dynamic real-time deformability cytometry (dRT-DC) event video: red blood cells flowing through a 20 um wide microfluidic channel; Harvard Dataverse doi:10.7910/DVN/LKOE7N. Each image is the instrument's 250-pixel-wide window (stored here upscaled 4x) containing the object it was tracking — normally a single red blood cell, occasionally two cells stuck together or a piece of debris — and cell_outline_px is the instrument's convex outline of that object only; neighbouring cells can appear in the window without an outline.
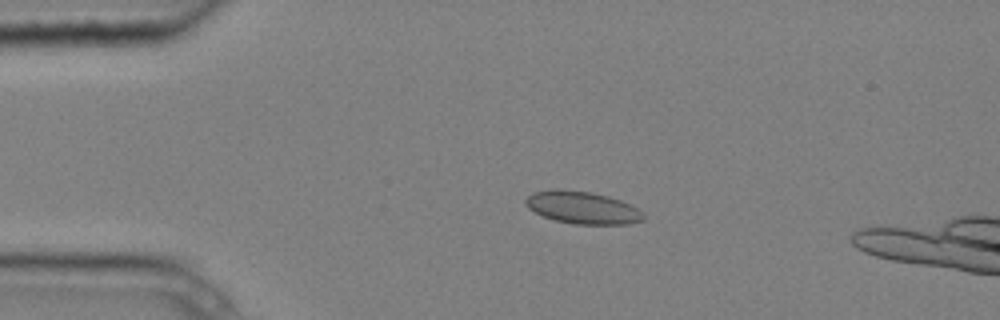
{"species": "common noctule bat (a hibernating species)", "species_latin": "Nyctalus noctula", "temperature_condition": "cold", "stored_images_in_passage": 4, "camera_frame_rate_fps": 3000, "um_per_image_px": 0.085, "animal": {"sex": "male", "body_mass_g": 20.4}, "frame": {"image": 1, "passage_image": 3, "time_ms": 0.667, "image_size_px": [1000, 320], "cell_outline_px": [[644, 220], [628, 224], [576, 224], [556, 220], [544, 216], [528, 208], [524, 204], [524, 200], [532, 192], [552, 188], [560, 188], [592, 192], [608, 196], [620, 200], [644, 212]], "centroid_in_image_um": [49.48, 17.62], "position_along_channel_um": 35.5, "area_um2": 22.37}}